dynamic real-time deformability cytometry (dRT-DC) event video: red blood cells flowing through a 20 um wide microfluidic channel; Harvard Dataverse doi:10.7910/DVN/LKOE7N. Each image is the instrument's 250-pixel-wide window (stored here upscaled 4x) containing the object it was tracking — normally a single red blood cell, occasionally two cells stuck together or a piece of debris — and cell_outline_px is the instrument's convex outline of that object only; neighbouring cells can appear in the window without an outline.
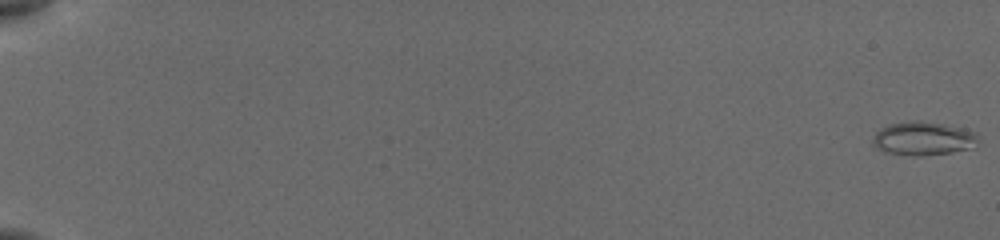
{"species": "common noctule bat (a hibernating species)", "species_latin": "Nyctalus noctula", "temperature_condition": "cold", "stored_images_in_passage": 50, "camera_frame_rate_fps": 3000, "um_per_image_px": 0.085, "animal": {"sex": "female", "body_mass_g": 19.5, "forearm_length_mm": 54.1}, "frame": {"image": 1, "passage_image": 1, "time_ms": 0.0, "image_size_px": [1000, 240], "cell_outline_px": [[980, 144], [976, 148], [952, 152], [924, 156], [912, 156], [884, 152], [872, 148], [872, 140], [876, 132], [880, 128], [888, 124], [912, 120], [920, 120], [944, 124], [964, 128], [976, 132], [980, 140]], "centroid_in_image_um": [78.5, 11.78], "position_along_channel_um": 6.5, "area_um2": 21.44}}
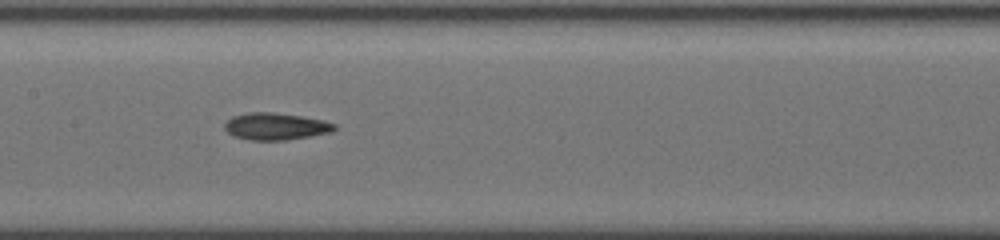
{"frame": {"image": 2, "passage_image": 33, "time_ms": 10.0, "image_size_px": [1000, 240], "cell_outline_px": [[336, 128], [332, 132], [284, 140], [248, 140], [232, 136], [224, 128], [224, 124], [232, 116], [252, 112], [272, 112], [300, 116], [324, 120], [336, 124]], "centroid_in_image_um": [23.42, 10.74], "position_along_channel_um": 184.0, "area_um2": 17.22}}
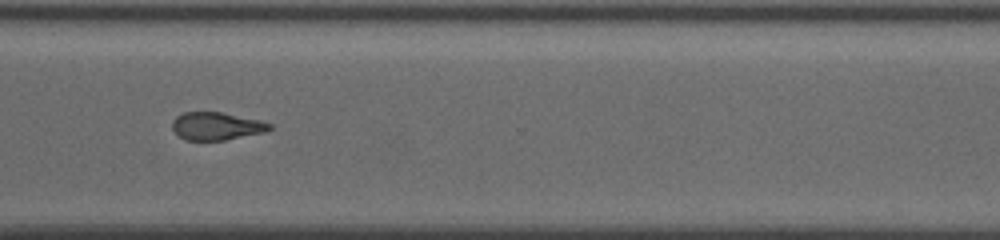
{"frame": {"image": 3, "passage_image": 49, "time_ms": 14.333, "image_size_px": [1000, 240], "cell_outline_px": [[272, 128], [264, 132], [224, 140], [184, 140], [172, 128], [172, 120], [176, 116], [184, 112], [220, 112], [260, 120], [272, 124]], "centroid_in_image_um": [18.38, 10.71], "position_along_channel_um": 352.2, "area_um2": 15.66}}